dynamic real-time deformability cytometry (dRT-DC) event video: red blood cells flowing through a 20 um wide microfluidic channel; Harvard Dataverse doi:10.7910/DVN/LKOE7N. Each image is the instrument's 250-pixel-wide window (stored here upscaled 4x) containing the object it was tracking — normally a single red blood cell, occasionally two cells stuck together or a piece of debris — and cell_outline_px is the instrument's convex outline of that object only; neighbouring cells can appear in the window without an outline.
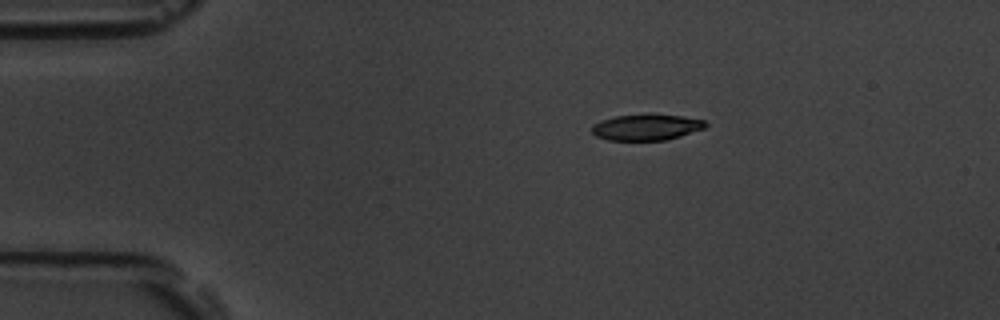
{"species": "common noctule bat (a hibernating species)", "species_latin": "Nyctalus noctula", "temperature_condition": "room temperature", "stored_images_in_passage": 46, "camera_frame_rate_fps": 3000, "um_per_image_px": 0.085, "animal": {"sex": "male", "body_mass_g": 19.5, "forearm_length_mm": 54.6}, "frame": {"image": 1, "passage_image": 1, "time_ms": 0.0, "image_size_px": [1000, 320], "cell_outline_px": [[708, 124], [704, 128], [680, 136], [664, 140], [608, 140], [596, 136], [592, 132], [592, 124], [600, 120], [616, 116], [684, 116], [704, 120]], "centroid_in_image_um": [54.92, 10.84], "position_along_channel_um": 30.1, "area_um2": 16.7}}
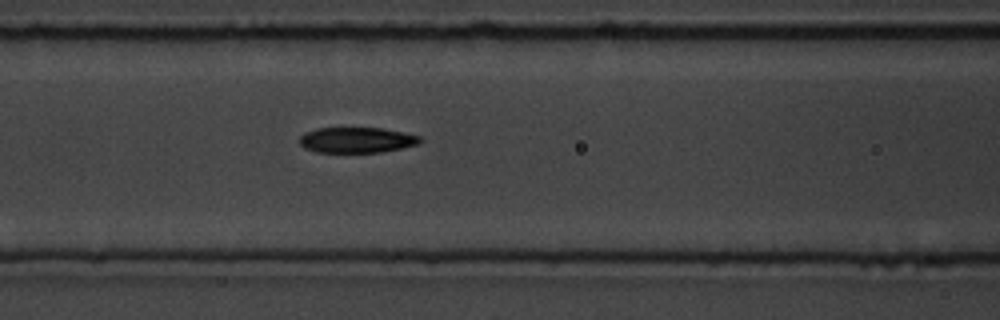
{"frame": {"image": 2, "passage_image": 14, "time_ms": 4.333, "image_size_px": [1000, 320], "cell_outline_px": [[424, 140], [420, 144], [380, 152], [316, 152], [304, 148], [300, 144], [300, 136], [304, 132], [316, 128], [384, 128], [404, 132], [420, 136]], "centroid_in_image_um": [30.34, 11.89], "position_along_channel_um": 136.3, "area_um2": 18.09}}
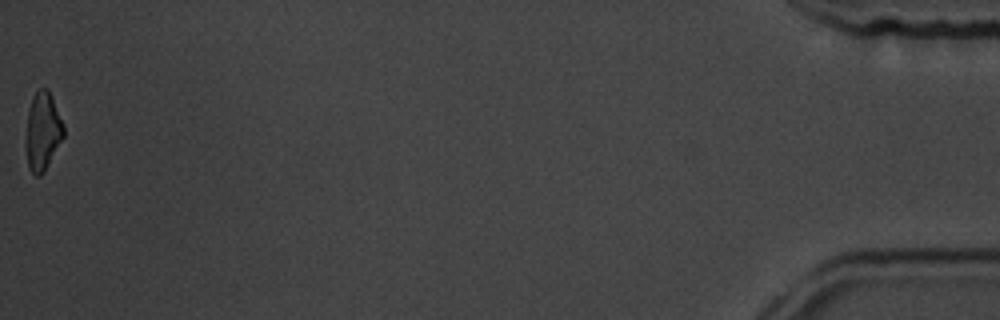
{"frame": {"image": 3, "passage_image": 46, "time_ms": 15.0, "image_size_px": [1000, 320], "cell_outline_px": [[64, 136], [44, 172], [40, 176], [36, 176], [28, 168], [24, 144], [28, 108], [32, 96], [40, 88], [48, 88], [52, 96], [64, 124]], "centroid_in_image_um": [3.6, 11.16], "position_along_channel_um": 431.6, "area_um2": 17.63}, "authors_computed_cell_mechanics": {"area_um2": 18.4671, "velocity_mm_per_s": 3.719, "shape_relaxation_time_tau1_ms": 3.6329, "shape_relaxation_time_tau2_ms": 5.2973, "deformation_change_tau1": 0.1496, "deformation_change_tau2": 0.1321}}